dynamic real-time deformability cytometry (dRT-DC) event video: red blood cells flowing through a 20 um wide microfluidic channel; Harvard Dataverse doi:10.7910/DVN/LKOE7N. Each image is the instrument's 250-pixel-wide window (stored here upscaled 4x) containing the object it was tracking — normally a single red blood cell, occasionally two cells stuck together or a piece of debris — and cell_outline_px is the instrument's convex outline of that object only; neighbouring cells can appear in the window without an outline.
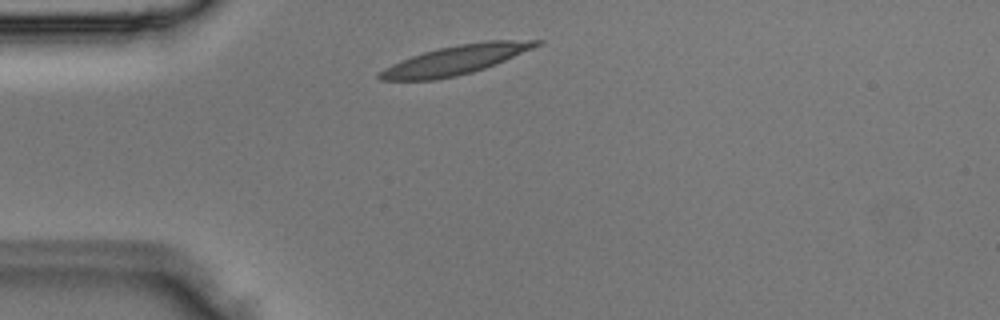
{"species": "Egyptian fruit bat (a non-hibernating species)", "species_latin": "Rousettus aegyptiacus", "temperature_condition": "room temperature", "stored_images_in_passage": 1, "camera_frame_rate_fps": 3000, "um_per_image_px": 0.085, "animal": {"sex": "male"}, "frame": {"image": 1, "passage_image": 1, "time_ms": 0.0, "image_size_px": [1000, 320], "cell_outline_px": [[544, 40], [540, 44], [532, 48], [496, 64], [472, 72], [456, 76], [436, 80], [380, 80], [376, 76], [384, 68], [392, 64], [412, 56], [424, 52], [456, 44], [484, 40]], "centroid_in_image_um": [38.71, 5.09], "position_along_channel_um": 46.3, "area_um2": 26.41}}